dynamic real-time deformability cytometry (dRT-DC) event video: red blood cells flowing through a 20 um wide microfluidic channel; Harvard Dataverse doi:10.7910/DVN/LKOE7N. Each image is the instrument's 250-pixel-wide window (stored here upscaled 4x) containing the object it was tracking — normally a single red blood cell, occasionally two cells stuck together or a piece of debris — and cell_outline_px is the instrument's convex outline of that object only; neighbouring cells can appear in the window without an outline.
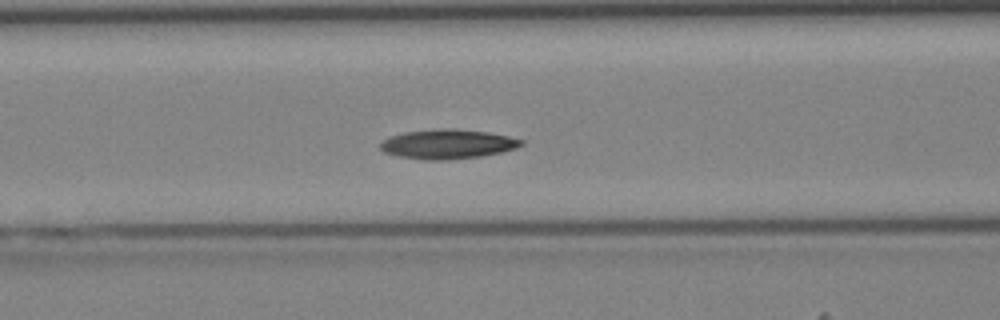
{"species": "Egyptian fruit bat (a non-hibernating species)", "species_latin": "Rousettus aegyptiacus", "temperature_condition": "cold", "stored_images_in_passage": 43, "camera_frame_rate_fps": 3000, "um_per_image_px": 0.085, "animal": {"sex": "female"}, "frame": {"image": 1, "passage_image": 18, "time_ms": 5.667, "image_size_px": [1000, 320], "cell_outline_px": [[524, 144], [516, 148], [500, 152], [480, 156], [448, 160], [424, 160], [396, 156], [384, 152], [380, 148], [380, 144], [388, 136], [404, 132], [444, 128], [456, 128], [488, 132], [508, 136], [524, 140]], "centroid_in_image_um": [38.03, 12.24], "position_along_channel_um": 128.6, "area_um2": 24.33}}
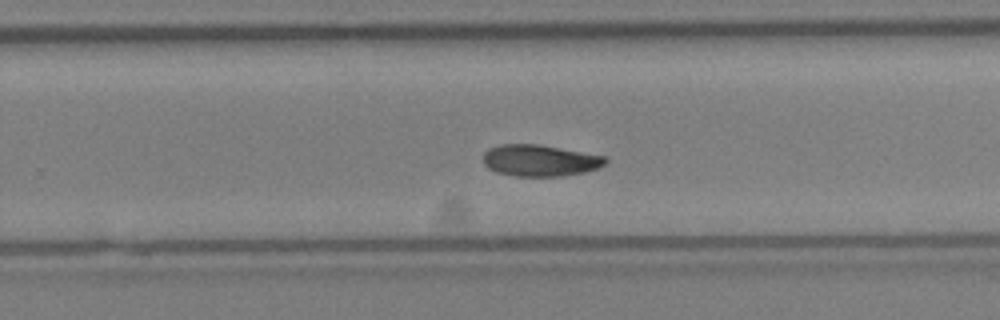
{"frame": {"image": 2, "passage_image": 28, "time_ms": 9.0, "image_size_px": [1000, 320], "cell_outline_px": [[608, 160], [604, 164], [596, 168], [584, 172], [560, 176], [516, 176], [496, 172], [488, 168], [484, 164], [484, 152], [488, 148], [500, 144], [536, 144], [604, 156]], "centroid_in_image_um": [45.84, 13.64], "position_along_channel_um": 284.0, "area_um2": 22.2}}
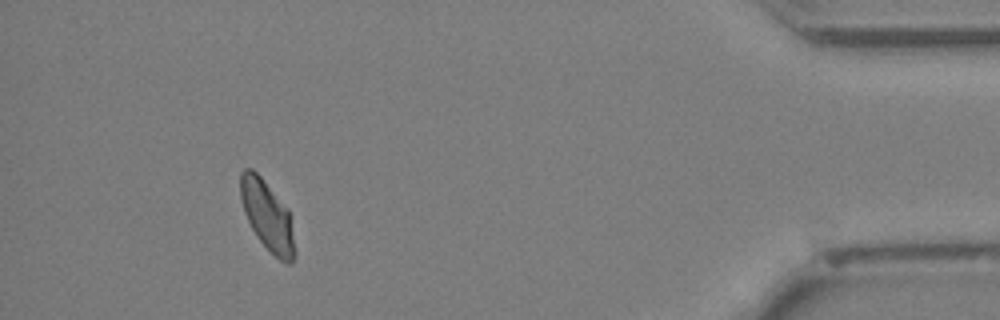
{"frame": {"image": 3, "passage_image": 40, "time_ms": 13.0, "image_size_px": [1000, 320], "cell_outline_px": [[296, 252], [292, 264], [288, 264], [280, 260], [256, 236], [244, 212], [240, 196], [240, 172], [244, 168], [252, 168], [260, 176], [288, 208]], "centroid_in_image_um": [22.72, 18.32], "position_along_channel_um": 412.5, "area_um2": 21.85}}